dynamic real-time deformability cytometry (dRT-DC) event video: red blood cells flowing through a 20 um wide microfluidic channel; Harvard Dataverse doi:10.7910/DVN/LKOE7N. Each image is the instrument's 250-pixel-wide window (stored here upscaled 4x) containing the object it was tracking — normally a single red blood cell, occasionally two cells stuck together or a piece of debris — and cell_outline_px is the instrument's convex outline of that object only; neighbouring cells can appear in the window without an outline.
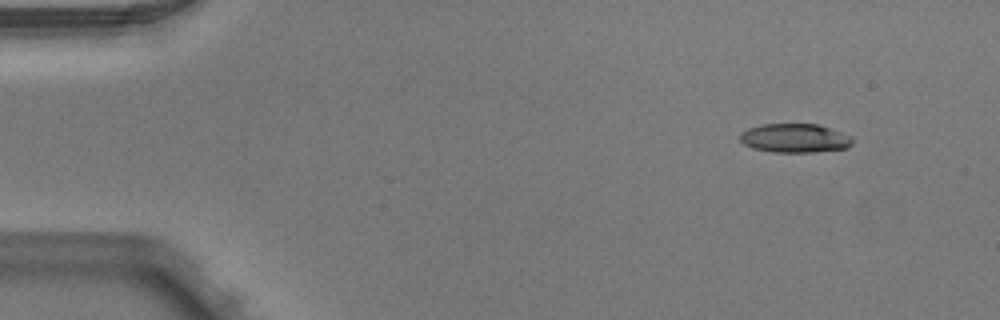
{"species": "Egyptian fruit bat (a non-hibernating species)", "species_latin": "Rousettus aegyptiacus", "temperature_condition": "warm", "stored_images_in_passage": 7, "camera_frame_rate_fps": 3000, "um_per_image_px": 0.085, "animal": {"sex": "male"}, "frame": {"image": 1, "passage_image": 1, "time_ms": 0.0, "image_size_px": [1000, 320], "cell_outline_px": [[852, 144], [848, 148], [816, 152], [772, 152], [752, 148], [744, 144], [740, 140], [740, 132], [748, 128], [760, 124], [816, 124], [852, 136]], "centroid_in_image_um": [67.53, 11.75], "position_along_channel_um": 17.5, "area_um2": 19.02}}
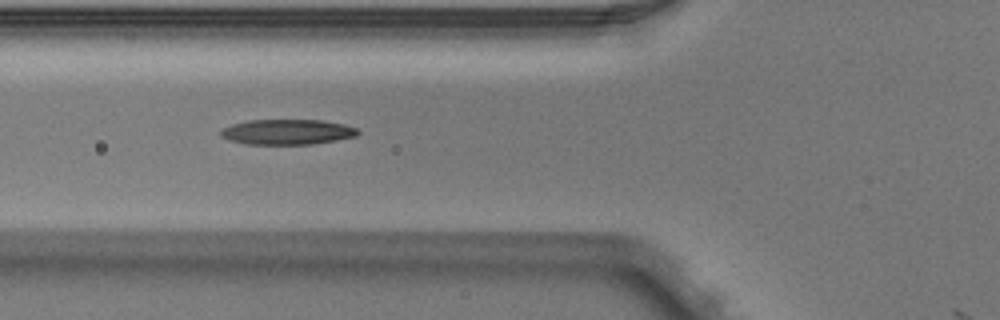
{"frame": {"image": 2, "passage_image": 5, "time_ms": 1.333, "image_size_px": [1000, 320], "cell_outline_px": [[360, 132], [356, 136], [336, 140], [312, 144], [248, 144], [228, 140], [220, 136], [220, 132], [224, 128], [232, 124], [248, 120], [320, 120], [344, 124], [356, 128]], "centroid_in_image_um": [24.41, 11.21], "position_along_channel_um": 101.4, "area_um2": 20.11}}
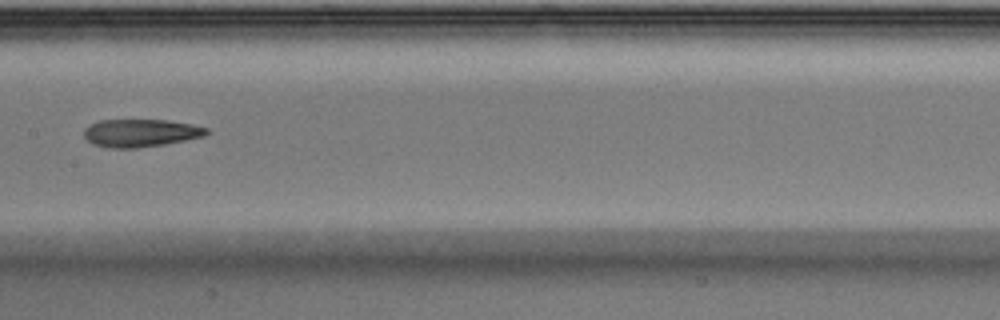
{"frame": {"image": 3, "passage_image": 7, "time_ms": 2.0, "image_size_px": [1000, 320], "cell_outline_px": [[208, 132], [204, 136], [164, 144], [136, 148], [108, 148], [92, 144], [84, 136], [84, 128], [88, 124], [100, 120], [168, 120], [192, 124], [208, 128]], "centroid_in_image_um": [11.91, 11.3], "position_along_channel_um": 195.5, "area_um2": 19.88}}